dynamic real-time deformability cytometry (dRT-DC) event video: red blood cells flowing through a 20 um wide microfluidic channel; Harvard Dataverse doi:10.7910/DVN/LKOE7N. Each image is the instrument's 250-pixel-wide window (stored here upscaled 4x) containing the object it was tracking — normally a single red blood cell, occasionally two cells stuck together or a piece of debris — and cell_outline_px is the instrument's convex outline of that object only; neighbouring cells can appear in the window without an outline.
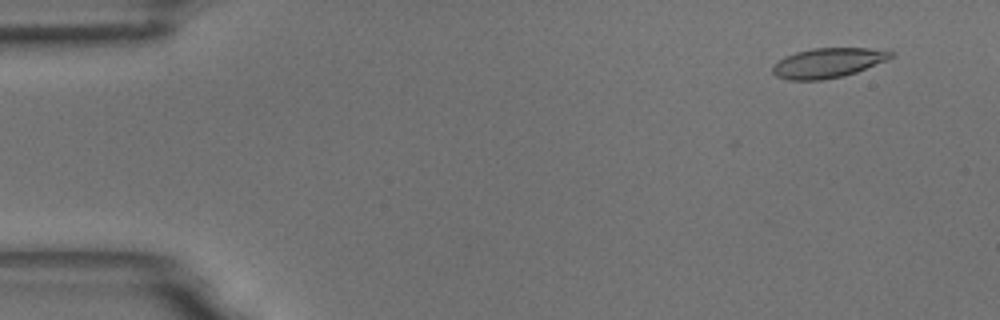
{"species": "common noctule bat (a hibernating species)", "species_latin": "Nyctalus noctula", "temperature_condition": "room temperature", "stored_images_in_passage": 12, "camera_frame_rate_fps": 3000, "um_per_image_px": 0.085, "animal": {"sex": "male", "body_mass_g": 18.8}, "frame": {"image": 1, "passage_image": 1, "time_ms": 0.0, "image_size_px": [1000, 320], "cell_outline_px": [[892, 56], [884, 60], [856, 72], [844, 76], [824, 80], [788, 80], [776, 76], [772, 72], [772, 64], [784, 56], [796, 52], [812, 48], [868, 48], [892, 52]], "centroid_in_image_um": [70.27, 5.35], "position_along_channel_um": 14.7, "area_um2": 20.35}}